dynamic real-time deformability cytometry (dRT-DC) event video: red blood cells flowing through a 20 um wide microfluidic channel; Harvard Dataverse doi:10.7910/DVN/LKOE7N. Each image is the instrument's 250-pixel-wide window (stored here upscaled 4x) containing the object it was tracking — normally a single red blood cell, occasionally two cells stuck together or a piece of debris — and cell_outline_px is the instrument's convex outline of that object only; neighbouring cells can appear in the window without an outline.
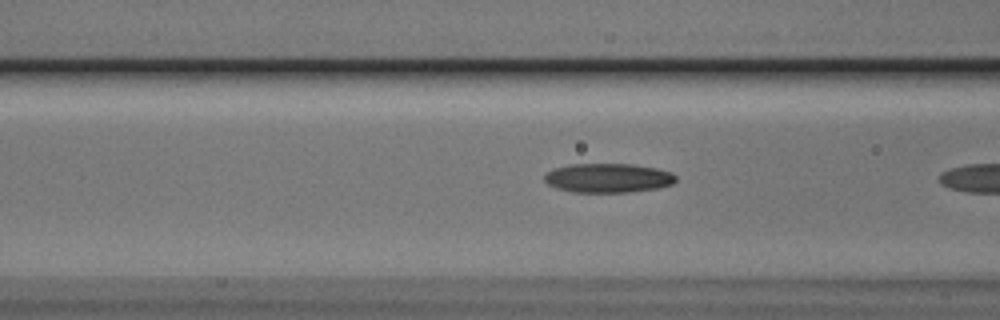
{"species": "Egyptian fruit bat (a non-hibernating species)", "species_latin": "Rousettus aegyptiacus", "temperature_condition": "cold", "stored_images_in_passage": 5, "camera_frame_rate_fps": 3000, "um_per_image_px": 0.085, "animal": {"sex": "male"}, "frame": {"image": 1, "passage_image": 4, "time_ms": 1.0, "image_size_px": [1000, 320], "cell_outline_px": [[676, 180], [672, 184], [656, 188], [628, 192], [572, 192], [556, 188], [548, 184], [544, 180], [544, 176], [548, 172], [556, 168], [568, 164], [632, 164], [656, 168], [672, 172], [676, 176]], "centroid_in_image_um": [51.68, 15.12], "position_along_channel_um": 114.9, "area_um2": 22.31}}